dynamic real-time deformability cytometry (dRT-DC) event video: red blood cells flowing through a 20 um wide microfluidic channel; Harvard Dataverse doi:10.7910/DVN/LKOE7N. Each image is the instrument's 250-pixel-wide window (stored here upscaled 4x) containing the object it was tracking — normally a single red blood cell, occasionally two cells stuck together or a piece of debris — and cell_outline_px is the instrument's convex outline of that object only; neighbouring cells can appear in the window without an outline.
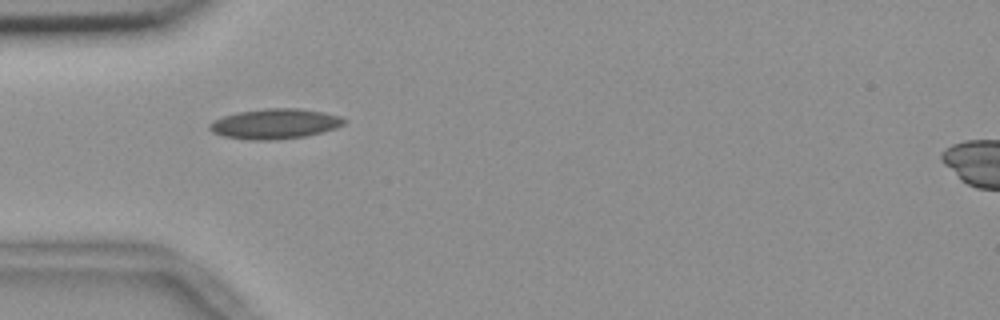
{"species": "common noctule bat (a hibernating species)", "species_latin": "Nyctalus noctula", "temperature_condition": "room temperature", "stored_images_in_passage": 5, "camera_frame_rate_fps": 3000, "um_per_image_px": 0.085, "animal": {"sex": "female", "body_mass_g": 18.4}, "frame": {"image": 1, "passage_image": 1, "time_ms": 0.0, "image_size_px": [1000, 320], "cell_outline_px": [[348, 120], [344, 124], [336, 128], [304, 136], [272, 140], [252, 140], [224, 136], [212, 132], [208, 128], [208, 124], [212, 120], [236, 112], [264, 108], [300, 108], [324, 112], [340, 116]], "centroid_in_image_um": [23.35, 10.51], "position_along_channel_um": 61.6, "area_um2": 23.7}}
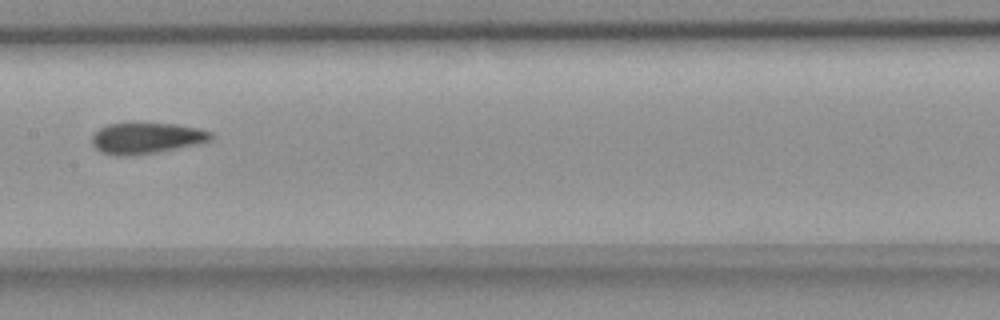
{"frame": {"image": 2, "passage_image": 4, "time_ms": 1.0, "image_size_px": [1000, 320], "cell_outline_px": [[212, 140], [176, 148], [156, 152], [128, 156], [116, 156], [104, 152], [96, 148], [92, 144], [92, 136], [100, 128], [108, 124], [132, 120], [176, 124], [200, 128], [212, 132]], "centroid_in_image_um": [12.42, 11.68], "position_along_channel_um": 195.0, "area_um2": 22.08}}
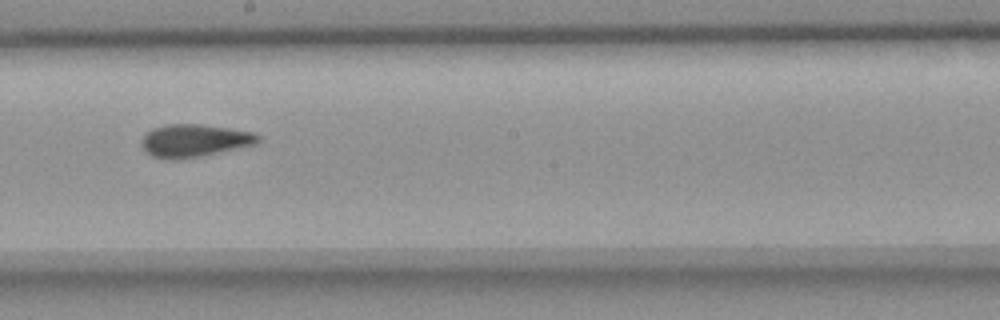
{"frame": {"image": 3, "passage_image": 5, "time_ms": 1.333, "image_size_px": [1000, 320], "cell_outline_px": [[260, 140], [256, 144], [200, 156], [176, 160], [168, 160], [152, 156], [140, 144], [144, 136], [152, 128], [168, 124], [200, 124], [228, 128], [252, 132], [260, 136]], "centroid_in_image_um": [16.51, 11.95], "position_along_channel_um": 231.7, "area_um2": 22.02}}